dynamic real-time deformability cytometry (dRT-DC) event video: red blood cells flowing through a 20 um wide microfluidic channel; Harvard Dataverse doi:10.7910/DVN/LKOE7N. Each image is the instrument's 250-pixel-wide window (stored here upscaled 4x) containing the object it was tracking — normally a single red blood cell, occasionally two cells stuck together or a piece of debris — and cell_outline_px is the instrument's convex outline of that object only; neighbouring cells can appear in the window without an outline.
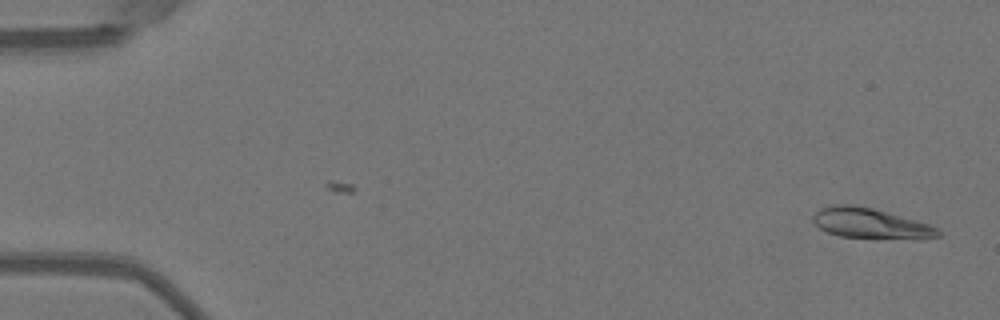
{"species": "Egyptian fruit bat (a non-hibernating species)", "species_latin": "Rousettus aegyptiacus", "temperature_condition": "warm", "stored_images_in_passage": 50, "camera_frame_rate_fps": 3000, "um_per_image_px": 0.085, "animal": {"sex": "female"}, "frame": {"image": 1, "passage_image": 1, "time_ms": 0.0, "image_size_px": [1000, 320], "cell_outline_px": [[944, 232], [940, 236], [920, 240], [840, 236], [828, 232], [820, 228], [812, 220], [812, 216], [820, 208], [828, 204], [852, 204], [872, 208], [916, 220], [940, 228]], "centroid_in_image_um": [74.05, 18.99], "position_along_channel_um": 10.9, "area_um2": 22.43}}
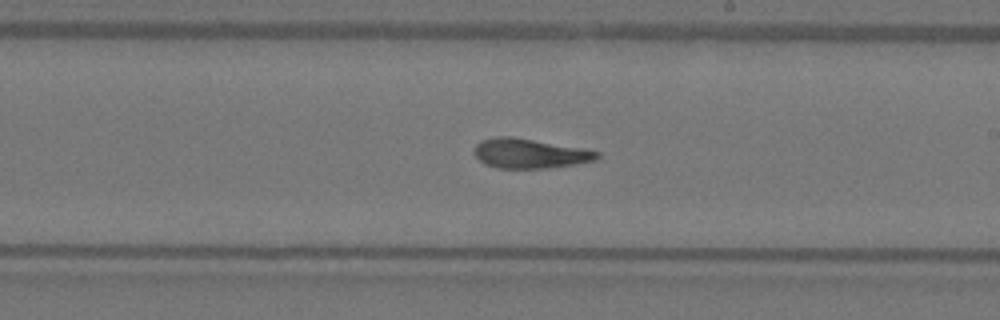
{"frame": {"image": 2, "passage_image": 29, "time_ms": 9.333, "image_size_px": [1000, 320], "cell_outline_px": [[600, 156], [596, 160], [576, 164], [544, 168], [496, 168], [484, 164], [472, 152], [476, 144], [480, 140], [496, 136], [512, 136], [584, 148], [600, 152]], "centroid_in_image_um": [45.01, 13.03], "position_along_channel_um": 244.0, "area_um2": 21.44}}
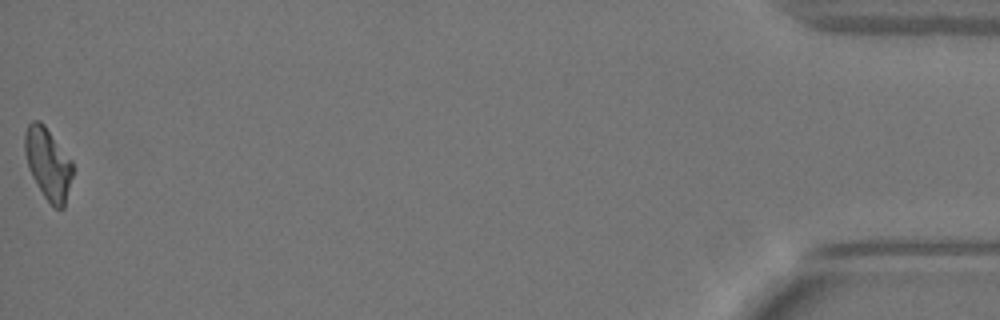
{"frame": {"image": 3, "passage_image": 50, "time_ms": 16.333, "image_size_px": [1000, 320], "cell_outline_px": [[72, 176], [64, 208], [52, 208], [36, 184], [28, 168], [24, 152], [24, 132], [28, 124], [32, 120], [40, 120], [44, 124], [72, 160]], "centroid_in_image_um": [4.06, 13.9], "position_along_channel_um": 431.1, "area_um2": 20.17}, "authors_computed_cell_mechanics": {"area_um2": 21.5594, "velocity_mm_per_s": 4.0146, "shape_relaxation_time_tau1_ms": null, "shape_relaxation_time_tau2_ms": 3.2324, "deformation_change_tau1": null, "deformation_change_tau2": 0.0984}}